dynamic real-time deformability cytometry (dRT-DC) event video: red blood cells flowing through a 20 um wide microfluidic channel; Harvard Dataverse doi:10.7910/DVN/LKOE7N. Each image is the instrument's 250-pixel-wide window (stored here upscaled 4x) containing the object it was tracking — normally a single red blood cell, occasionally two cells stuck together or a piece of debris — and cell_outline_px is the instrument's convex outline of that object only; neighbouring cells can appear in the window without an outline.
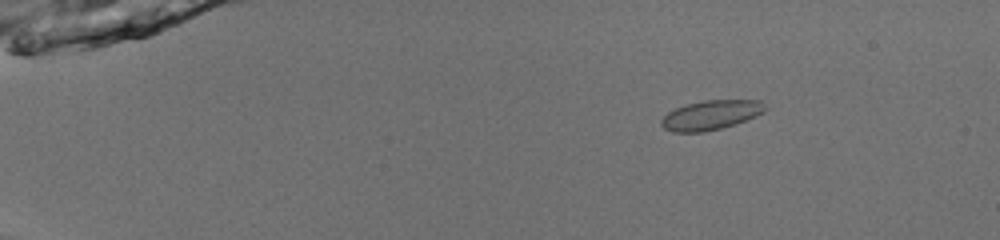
{"species": "common noctule bat (a hibernating species)", "species_latin": "Nyctalus noctula", "temperature_condition": "room temperature", "stored_images_in_passage": 11, "camera_frame_rate_fps": 3000, "um_per_image_px": 0.085, "animal": {"sex": "male", "body_mass_g": 13.0, "forearm_length_mm": 53.1}, "frame": {"image": 1, "passage_image": 5, "time_ms": 1.333, "image_size_px": [1000, 240], "cell_outline_px": [[764, 108], [760, 112], [736, 124], [704, 132], [672, 132], [664, 128], [660, 124], [660, 120], [668, 112], [676, 108], [688, 104], [704, 100], [760, 100]], "centroid_in_image_um": [60.33, 9.79], "position_along_channel_um": 24.7, "area_um2": 17.4}}